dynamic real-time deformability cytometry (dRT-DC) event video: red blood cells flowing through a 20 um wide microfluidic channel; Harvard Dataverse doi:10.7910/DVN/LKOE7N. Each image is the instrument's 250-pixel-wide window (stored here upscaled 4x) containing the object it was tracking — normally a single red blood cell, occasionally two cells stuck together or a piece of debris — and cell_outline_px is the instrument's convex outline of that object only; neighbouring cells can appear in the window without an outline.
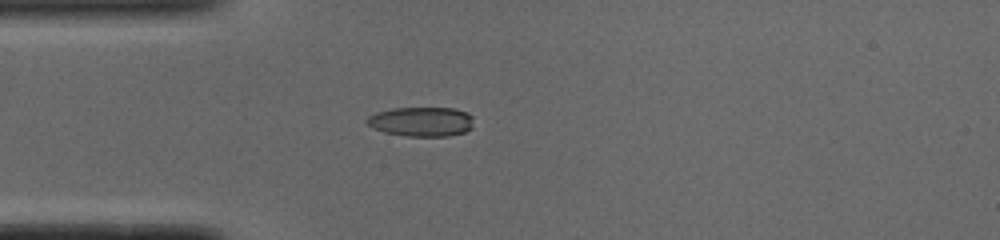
{"species": "common noctule bat (a hibernating species)", "species_latin": "Nyctalus noctula", "temperature_condition": "cold", "stored_images_in_passage": 11, "camera_frame_rate_fps": 3000, "um_per_image_px": 0.085, "animal": {"sex": "male", "body_mass_g": 19.0, "forearm_length_mm": 50.8}, "frame": {"image": 1, "passage_image": 1, "time_ms": 0.0, "image_size_px": [1000, 240], "cell_outline_px": [[472, 128], [464, 132], [448, 136], [408, 136], [384, 132], [372, 128], [364, 120], [368, 116], [376, 112], [392, 108], [456, 108], [468, 112], [472, 116]], "centroid_in_image_um": [35.81, 10.33], "position_along_channel_um": 49.2, "area_um2": 18.5}}
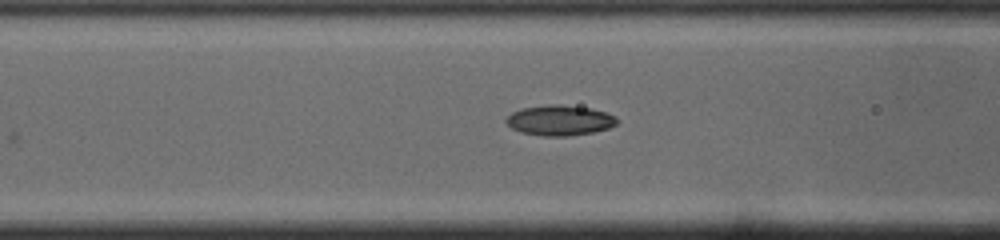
{"frame": {"image": 2, "passage_image": 7, "time_ms": 2.0, "image_size_px": [1000, 240], "cell_outline_px": [[620, 120], [616, 124], [608, 128], [592, 132], [568, 136], [544, 136], [520, 132], [512, 128], [504, 120], [512, 112], [520, 108], [548, 104], [560, 104], [592, 108], [616, 116]], "centroid_in_image_um": [47.57, 10.21], "position_along_channel_um": 119.0, "area_um2": 19.71}}
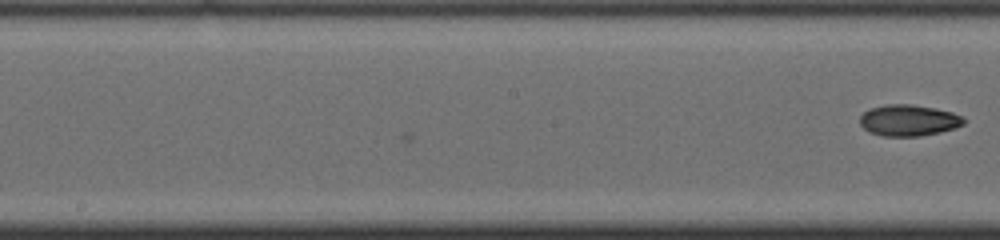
{"frame": {"image": 3, "passage_image": 11, "time_ms": 3.333, "image_size_px": [1000, 240], "cell_outline_px": [[964, 124], [956, 128], [940, 132], [920, 136], [884, 136], [868, 132], [860, 124], [860, 116], [864, 112], [872, 108], [888, 104], [912, 104], [936, 108], [952, 112], [960, 116], [964, 120]], "centroid_in_image_um": [77.23, 10.23], "position_along_channel_um": 171.0, "area_um2": 18.9}}